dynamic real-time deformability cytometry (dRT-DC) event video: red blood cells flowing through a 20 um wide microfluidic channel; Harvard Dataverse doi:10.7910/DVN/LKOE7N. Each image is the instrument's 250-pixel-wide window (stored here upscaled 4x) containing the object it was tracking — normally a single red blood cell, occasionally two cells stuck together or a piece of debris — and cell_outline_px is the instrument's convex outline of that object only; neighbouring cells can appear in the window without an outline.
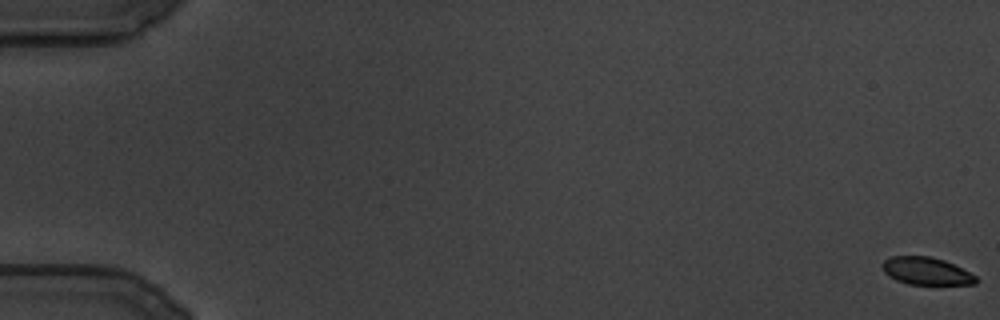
{"species": "common noctule bat (a hibernating species)", "species_latin": "Nyctalus noctula", "temperature_condition": "cold", "stored_images_in_passage": 39, "camera_frame_rate_fps": 3000, "um_per_image_px": 0.085, "animal": {"sex": "male", "body_mass_g": 19.5, "forearm_length_mm": 54.6}, "frame": {"image": 1, "passage_image": 1, "time_ms": 0.0, "image_size_px": [1000, 320], "cell_outline_px": [[976, 284], [908, 284], [896, 280], [888, 276], [884, 272], [880, 264], [884, 260], [892, 256], [928, 256], [944, 260], [976, 276]], "centroid_in_image_um": [78.67, 23.03], "position_along_channel_um": 6.3, "area_um2": 14.85}}
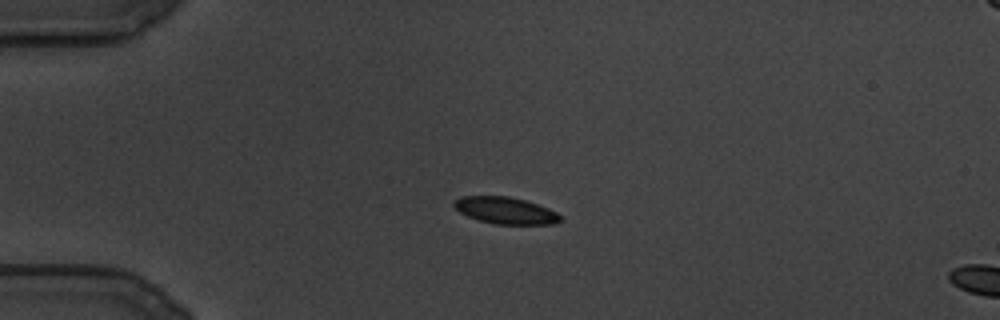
{"frame": {"image": 2, "passage_image": 32, "time_ms": 10.333, "image_size_px": [1000, 320], "cell_outline_px": [[564, 220], [552, 224], [496, 224], [480, 220], [468, 216], [460, 212], [452, 204], [452, 200], [460, 196], [508, 196], [524, 200], [548, 208], [556, 212]], "centroid_in_image_um": [42.94, 17.88], "position_along_channel_um": 42.1, "area_um2": 16.53}}